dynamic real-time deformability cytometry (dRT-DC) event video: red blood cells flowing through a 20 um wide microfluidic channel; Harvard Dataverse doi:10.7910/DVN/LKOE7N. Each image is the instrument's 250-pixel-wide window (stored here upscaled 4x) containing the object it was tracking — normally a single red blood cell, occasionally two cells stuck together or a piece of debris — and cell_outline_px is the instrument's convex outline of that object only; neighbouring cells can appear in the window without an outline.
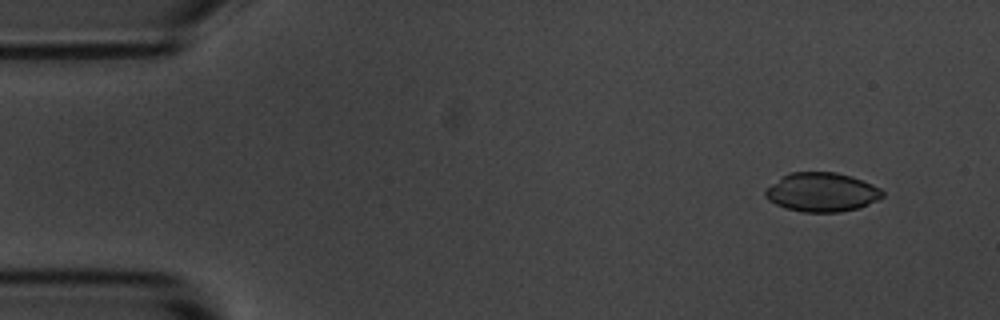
{"species": "common noctule bat (a hibernating species)", "species_latin": "Nyctalus noctula", "temperature_condition": "room temperature", "stored_images_in_passage": 5, "camera_frame_rate_fps": 3000, "um_per_image_px": 0.085, "animal": {"sex": "male", "body_mass_g": 20.1, "forearm_length_mm": 53.5}, "frame": {"image": 1, "passage_image": 2, "time_ms": 1.333, "image_size_px": [1000, 320], "cell_outline_px": [[884, 196], [860, 208], [840, 212], [804, 212], [784, 208], [768, 200], [764, 196], [764, 192], [772, 184], [788, 172], [836, 172], [852, 176], [872, 184], [880, 188], [884, 192]], "centroid_in_image_um": [69.86, 16.34], "position_along_channel_um": 15.1, "area_um2": 26.7}}
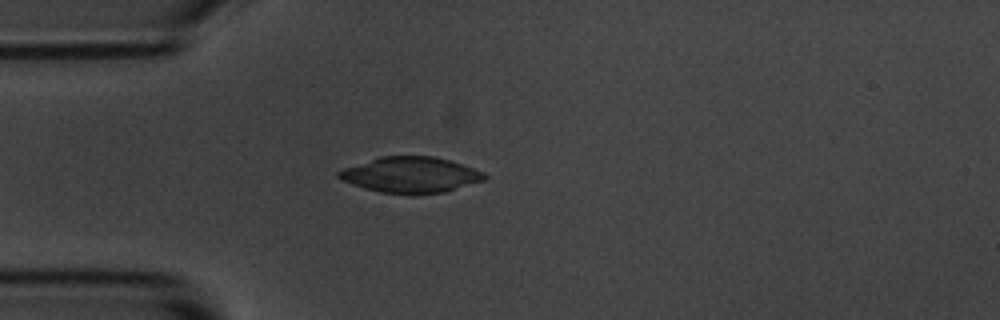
{"frame": {"image": 2, "passage_image": 5, "time_ms": 4.667, "image_size_px": [1000, 320], "cell_outline_px": [[488, 176], [484, 180], [444, 192], [412, 196], [380, 192], [364, 188], [340, 180], [336, 176], [336, 172], [344, 168], [380, 156], [432, 156], [448, 160], [484, 172]], "centroid_in_image_um": [34.87, 14.88], "position_along_channel_um": 50.1, "area_um2": 30.58}}